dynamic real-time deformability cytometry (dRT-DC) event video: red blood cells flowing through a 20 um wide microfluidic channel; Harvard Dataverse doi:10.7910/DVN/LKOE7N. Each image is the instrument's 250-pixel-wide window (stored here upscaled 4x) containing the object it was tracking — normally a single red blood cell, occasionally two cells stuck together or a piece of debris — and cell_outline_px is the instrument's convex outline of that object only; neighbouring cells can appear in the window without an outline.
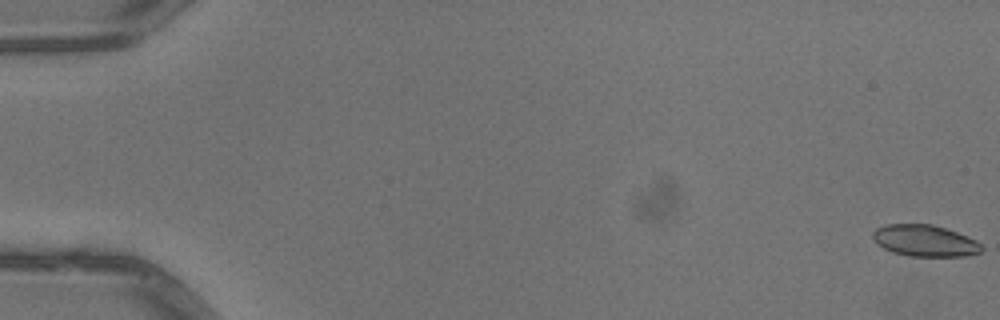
{"species": "common noctule bat (a hibernating species)", "species_latin": "Nyctalus noctula", "temperature_condition": "warm", "stored_images_in_passage": 54, "camera_frame_rate_fps": 3000, "um_per_image_px": 0.085, "animal": {"sex": "male", "body_mass_g": 13.3}, "frame": {"image": 1, "passage_image": 1, "time_ms": 0.0, "image_size_px": [1000, 320], "cell_outline_px": [[984, 248], [980, 252], [964, 256], [908, 256], [892, 252], [876, 244], [872, 236], [872, 232], [876, 228], [888, 224], [932, 224], [956, 232], [976, 240]], "centroid_in_image_um": [78.58, 20.46], "position_along_channel_um": 6.4, "area_um2": 19.94}}
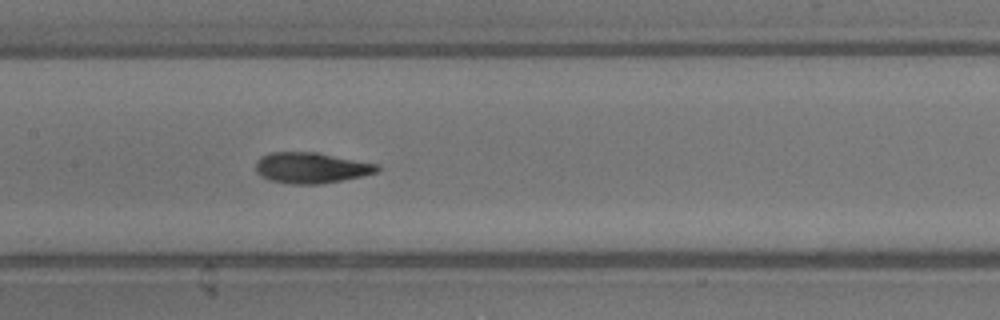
{"frame": {"image": 2, "passage_image": 27, "time_ms": 8.667, "image_size_px": [1000, 320], "cell_outline_px": [[380, 168], [376, 172], [360, 176], [320, 184], [292, 184], [272, 180], [260, 176], [256, 172], [256, 160], [260, 156], [272, 152], [316, 152], [380, 164]], "centroid_in_image_um": [26.43, 14.25], "position_along_channel_um": 181.0, "area_um2": 21.73}}
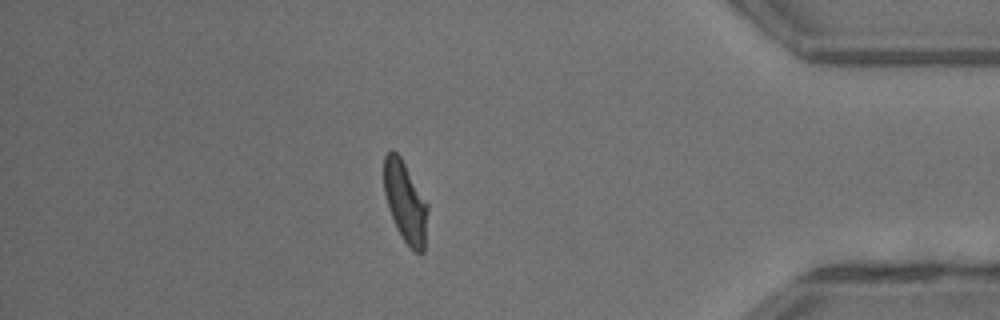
{"frame": {"image": 3, "passage_image": 46, "time_ms": 15.0, "image_size_px": [1000, 320], "cell_outline_px": [[428, 212], [424, 252], [416, 252], [400, 236], [396, 228], [388, 208], [384, 192], [384, 156], [392, 148], [400, 156], [428, 204]], "centroid_in_image_um": [34.44, 17.17], "position_along_channel_um": 400.8, "area_um2": 20.58}, "authors_computed_cell_mechanics": {"area_um2": 20.9525, "velocity_mm_per_s": 4.0577, "shape_relaxation_time_tau1_ms": 4.2147, "shape_relaxation_time_tau2_ms": 1.5679, "deformation_change_tau1": 0.1657, "deformation_change_tau2": 0.0703}}